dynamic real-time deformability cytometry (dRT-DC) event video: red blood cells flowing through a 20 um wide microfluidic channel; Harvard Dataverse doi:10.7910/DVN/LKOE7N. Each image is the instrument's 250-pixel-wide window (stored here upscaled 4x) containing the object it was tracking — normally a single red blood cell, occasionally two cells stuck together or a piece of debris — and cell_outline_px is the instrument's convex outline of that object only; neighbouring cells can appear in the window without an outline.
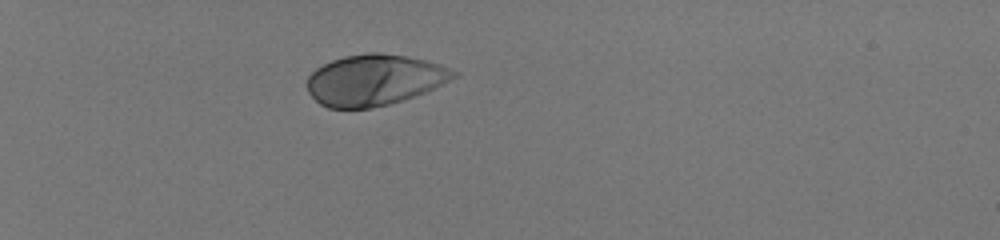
{"species": "human", "species_latin": "Homo sapiens", "temperature_condition": "room temperature", "stored_images_in_passage": 38, "camera_frame_rate_fps": 3000, "um_per_image_px": 0.085, "donor": {"sex": "male"}, "frame": {"image": 1, "passage_image": 1, "time_ms": 0.0, "image_size_px": [1000, 240], "cell_outline_px": [[460, 72], [456, 76], [424, 92], [404, 100], [372, 108], [328, 108], [320, 104], [308, 92], [308, 76], [316, 68], [332, 60], [344, 56], [368, 52], [380, 52], [408, 56], [440, 64]], "centroid_in_image_um": [31.81, 6.79], "position_along_channel_um": 53.2, "area_um2": 43.35}}
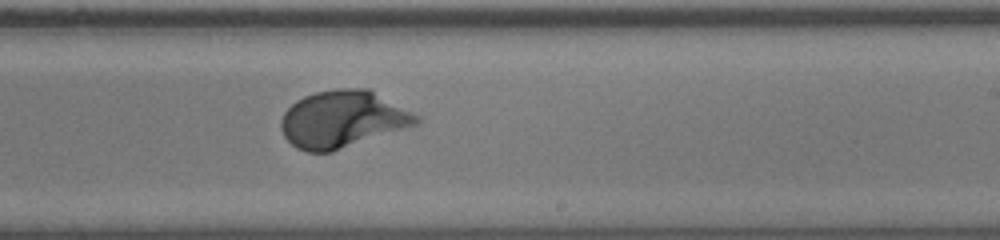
{"frame": {"image": 2, "passage_image": 21, "time_ms": 6.667, "image_size_px": [1000, 240], "cell_outline_px": [[420, 120], [416, 124], [332, 152], [308, 152], [296, 148], [284, 136], [280, 128], [280, 120], [284, 112], [296, 100], [304, 96], [316, 92], [336, 88], [368, 88], [420, 116]], "centroid_in_image_um": [29.09, 10.12], "position_along_channel_um": 259.9, "area_um2": 44.74}}
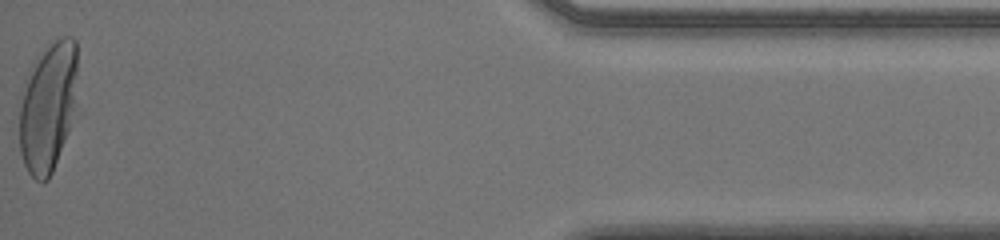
{"frame": {"image": 3, "passage_image": 38, "time_ms": 12.333, "image_size_px": [1000, 240], "cell_outline_px": [[80, 116], [48, 180], [36, 180], [28, 172], [24, 164], [20, 152], [20, 108], [24, 92], [36, 56], [56, 40], [64, 36], [72, 36], [76, 40]], "centroid_in_image_um": [4.22, 9.13], "position_along_channel_um": 431.0, "area_um2": 45.55}, "authors_computed_cell_mechanics": {"area_um2": 43.6679, "velocity_mm_per_s": 3.9519, "shape_relaxation_time_tau1_ms": 2.1602, "shape_relaxation_time_tau2_ms": null, "deformation_change_tau1": 0.1618, "deformation_change_tau2": null}}